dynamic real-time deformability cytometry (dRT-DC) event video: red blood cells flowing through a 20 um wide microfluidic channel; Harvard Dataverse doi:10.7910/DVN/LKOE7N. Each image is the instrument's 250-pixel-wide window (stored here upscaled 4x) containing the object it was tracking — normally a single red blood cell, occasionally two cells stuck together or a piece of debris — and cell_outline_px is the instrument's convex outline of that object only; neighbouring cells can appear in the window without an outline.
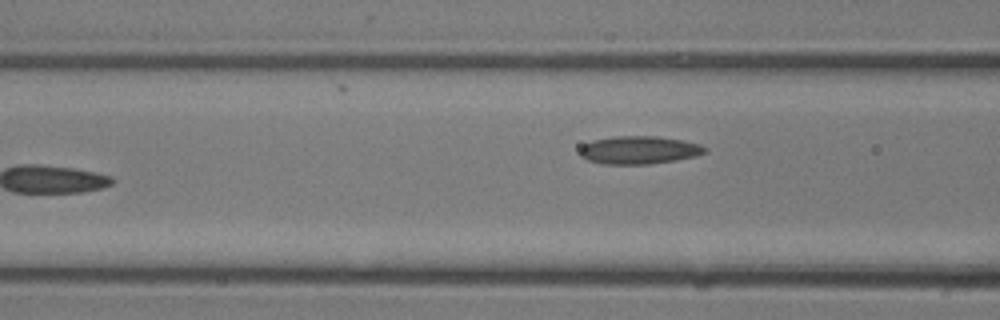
{"species": "common noctule bat (a hibernating species)", "species_latin": "Nyctalus noctula", "temperature_condition": "room temperature", "stored_images_in_passage": 13, "camera_frame_rate_fps": 3000, "um_per_image_px": 0.085, "animal": {"sex": "male", "body_mass_g": 13.3}, "frame": {"image": 1, "passage_image": 13, "time_ms": 4.0, "image_size_px": [1000, 320], "cell_outline_px": [[708, 152], [696, 156], [676, 160], [648, 164], [604, 164], [588, 160], [580, 156], [580, 148], [584, 144], [592, 140], [612, 136], [656, 136], [680, 140], [700, 144], [708, 148]], "centroid_in_image_um": [54.33, 12.75], "position_along_channel_um": 112.3, "area_um2": 20.46}}